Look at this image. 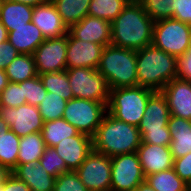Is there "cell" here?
<instances>
[{
  "mask_svg": "<svg viewBox=\"0 0 191 191\" xmlns=\"http://www.w3.org/2000/svg\"><path fill=\"white\" fill-rule=\"evenodd\" d=\"M8 130H10V127L0 116V138L4 136Z\"/></svg>",
  "mask_w": 191,
  "mask_h": 191,
  "instance_id": "obj_49",
  "label": "cell"
},
{
  "mask_svg": "<svg viewBox=\"0 0 191 191\" xmlns=\"http://www.w3.org/2000/svg\"><path fill=\"white\" fill-rule=\"evenodd\" d=\"M108 102H97L80 98L67 101L63 117L80 133L93 138L107 113Z\"/></svg>",
  "mask_w": 191,
  "mask_h": 191,
  "instance_id": "obj_6",
  "label": "cell"
},
{
  "mask_svg": "<svg viewBox=\"0 0 191 191\" xmlns=\"http://www.w3.org/2000/svg\"><path fill=\"white\" fill-rule=\"evenodd\" d=\"M141 142L137 126L118 120L107 112L93 137V150L111 158L135 153Z\"/></svg>",
  "mask_w": 191,
  "mask_h": 191,
  "instance_id": "obj_2",
  "label": "cell"
},
{
  "mask_svg": "<svg viewBox=\"0 0 191 191\" xmlns=\"http://www.w3.org/2000/svg\"><path fill=\"white\" fill-rule=\"evenodd\" d=\"M141 141L142 143L169 146L171 143V134L168 126H164L163 130L144 131L141 134Z\"/></svg>",
  "mask_w": 191,
  "mask_h": 191,
  "instance_id": "obj_38",
  "label": "cell"
},
{
  "mask_svg": "<svg viewBox=\"0 0 191 191\" xmlns=\"http://www.w3.org/2000/svg\"><path fill=\"white\" fill-rule=\"evenodd\" d=\"M138 86L161 91L177 75V57L153 44L137 50Z\"/></svg>",
  "mask_w": 191,
  "mask_h": 191,
  "instance_id": "obj_3",
  "label": "cell"
},
{
  "mask_svg": "<svg viewBox=\"0 0 191 191\" xmlns=\"http://www.w3.org/2000/svg\"><path fill=\"white\" fill-rule=\"evenodd\" d=\"M170 115L191 121V82L175 78L162 90Z\"/></svg>",
  "mask_w": 191,
  "mask_h": 191,
  "instance_id": "obj_15",
  "label": "cell"
},
{
  "mask_svg": "<svg viewBox=\"0 0 191 191\" xmlns=\"http://www.w3.org/2000/svg\"><path fill=\"white\" fill-rule=\"evenodd\" d=\"M39 163L48 174L57 178L62 173L69 172L65 161L57 154L54 147H46Z\"/></svg>",
  "mask_w": 191,
  "mask_h": 191,
  "instance_id": "obj_34",
  "label": "cell"
},
{
  "mask_svg": "<svg viewBox=\"0 0 191 191\" xmlns=\"http://www.w3.org/2000/svg\"><path fill=\"white\" fill-rule=\"evenodd\" d=\"M0 116L18 137L40 132L44 123L38 106L28 103L16 108L0 106Z\"/></svg>",
  "mask_w": 191,
  "mask_h": 191,
  "instance_id": "obj_12",
  "label": "cell"
},
{
  "mask_svg": "<svg viewBox=\"0 0 191 191\" xmlns=\"http://www.w3.org/2000/svg\"><path fill=\"white\" fill-rule=\"evenodd\" d=\"M2 3H3V0H0V9H1Z\"/></svg>",
  "mask_w": 191,
  "mask_h": 191,
  "instance_id": "obj_51",
  "label": "cell"
},
{
  "mask_svg": "<svg viewBox=\"0 0 191 191\" xmlns=\"http://www.w3.org/2000/svg\"><path fill=\"white\" fill-rule=\"evenodd\" d=\"M130 0H91L88 15L112 22Z\"/></svg>",
  "mask_w": 191,
  "mask_h": 191,
  "instance_id": "obj_30",
  "label": "cell"
},
{
  "mask_svg": "<svg viewBox=\"0 0 191 191\" xmlns=\"http://www.w3.org/2000/svg\"><path fill=\"white\" fill-rule=\"evenodd\" d=\"M137 50L108 45L104 48L97 70L111 89L138 86Z\"/></svg>",
  "mask_w": 191,
  "mask_h": 191,
  "instance_id": "obj_4",
  "label": "cell"
},
{
  "mask_svg": "<svg viewBox=\"0 0 191 191\" xmlns=\"http://www.w3.org/2000/svg\"><path fill=\"white\" fill-rule=\"evenodd\" d=\"M33 8L24 3L3 0L0 22L6 27L7 32L13 31L16 27L25 26L32 21Z\"/></svg>",
  "mask_w": 191,
  "mask_h": 191,
  "instance_id": "obj_23",
  "label": "cell"
},
{
  "mask_svg": "<svg viewBox=\"0 0 191 191\" xmlns=\"http://www.w3.org/2000/svg\"><path fill=\"white\" fill-rule=\"evenodd\" d=\"M9 80L4 70L0 69V93L8 85Z\"/></svg>",
  "mask_w": 191,
  "mask_h": 191,
  "instance_id": "obj_46",
  "label": "cell"
},
{
  "mask_svg": "<svg viewBox=\"0 0 191 191\" xmlns=\"http://www.w3.org/2000/svg\"><path fill=\"white\" fill-rule=\"evenodd\" d=\"M22 93L26 103L38 106L45 98L47 91L41 82L40 76L22 82Z\"/></svg>",
  "mask_w": 191,
  "mask_h": 191,
  "instance_id": "obj_35",
  "label": "cell"
},
{
  "mask_svg": "<svg viewBox=\"0 0 191 191\" xmlns=\"http://www.w3.org/2000/svg\"><path fill=\"white\" fill-rule=\"evenodd\" d=\"M8 32L6 27L0 22V44L7 41Z\"/></svg>",
  "mask_w": 191,
  "mask_h": 191,
  "instance_id": "obj_48",
  "label": "cell"
},
{
  "mask_svg": "<svg viewBox=\"0 0 191 191\" xmlns=\"http://www.w3.org/2000/svg\"><path fill=\"white\" fill-rule=\"evenodd\" d=\"M11 174L12 171L6 165L0 164V186L5 184Z\"/></svg>",
  "mask_w": 191,
  "mask_h": 191,
  "instance_id": "obj_44",
  "label": "cell"
},
{
  "mask_svg": "<svg viewBox=\"0 0 191 191\" xmlns=\"http://www.w3.org/2000/svg\"><path fill=\"white\" fill-rule=\"evenodd\" d=\"M11 1L20 2V3H24L25 5L35 7L38 5L45 4L49 0H11Z\"/></svg>",
  "mask_w": 191,
  "mask_h": 191,
  "instance_id": "obj_45",
  "label": "cell"
},
{
  "mask_svg": "<svg viewBox=\"0 0 191 191\" xmlns=\"http://www.w3.org/2000/svg\"><path fill=\"white\" fill-rule=\"evenodd\" d=\"M154 21L137 0H130L111 22V45L133 50L152 44Z\"/></svg>",
  "mask_w": 191,
  "mask_h": 191,
  "instance_id": "obj_1",
  "label": "cell"
},
{
  "mask_svg": "<svg viewBox=\"0 0 191 191\" xmlns=\"http://www.w3.org/2000/svg\"><path fill=\"white\" fill-rule=\"evenodd\" d=\"M134 191H156L153 189L147 181H143L141 184H139Z\"/></svg>",
  "mask_w": 191,
  "mask_h": 191,
  "instance_id": "obj_47",
  "label": "cell"
},
{
  "mask_svg": "<svg viewBox=\"0 0 191 191\" xmlns=\"http://www.w3.org/2000/svg\"><path fill=\"white\" fill-rule=\"evenodd\" d=\"M31 22L41 30L45 39L59 38L68 33L67 26L62 22L51 0L33 8Z\"/></svg>",
  "mask_w": 191,
  "mask_h": 191,
  "instance_id": "obj_18",
  "label": "cell"
},
{
  "mask_svg": "<svg viewBox=\"0 0 191 191\" xmlns=\"http://www.w3.org/2000/svg\"><path fill=\"white\" fill-rule=\"evenodd\" d=\"M172 18L191 25V0H175Z\"/></svg>",
  "mask_w": 191,
  "mask_h": 191,
  "instance_id": "obj_40",
  "label": "cell"
},
{
  "mask_svg": "<svg viewBox=\"0 0 191 191\" xmlns=\"http://www.w3.org/2000/svg\"><path fill=\"white\" fill-rule=\"evenodd\" d=\"M88 191H110L111 158L92 150L75 171Z\"/></svg>",
  "mask_w": 191,
  "mask_h": 191,
  "instance_id": "obj_10",
  "label": "cell"
},
{
  "mask_svg": "<svg viewBox=\"0 0 191 191\" xmlns=\"http://www.w3.org/2000/svg\"><path fill=\"white\" fill-rule=\"evenodd\" d=\"M190 32L189 24L175 18L161 19L154 22L152 44L178 58L189 49Z\"/></svg>",
  "mask_w": 191,
  "mask_h": 191,
  "instance_id": "obj_7",
  "label": "cell"
},
{
  "mask_svg": "<svg viewBox=\"0 0 191 191\" xmlns=\"http://www.w3.org/2000/svg\"><path fill=\"white\" fill-rule=\"evenodd\" d=\"M188 50H191V32H190V38H189V49Z\"/></svg>",
  "mask_w": 191,
  "mask_h": 191,
  "instance_id": "obj_50",
  "label": "cell"
},
{
  "mask_svg": "<svg viewBox=\"0 0 191 191\" xmlns=\"http://www.w3.org/2000/svg\"><path fill=\"white\" fill-rule=\"evenodd\" d=\"M144 112L143 119L138 125L140 135L144 131L163 130L164 126H168L170 109L161 91H155L149 97Z\"/></svg>",
  "mask_w": 191,
  "mask_h": 191,
  "instance_id": "obj_19",
  "label": "cell"
},
{
  "mask_svg": "<svg viewBox=\"0 0 191 191\" xmlns=\"http://www.w3.org/2000/svg\"><path fill=\"white\" fill-rule=\"evenodd\" d=\"M23 104H26V100L22 93V82H9L0 93V106L16 108Z\"/></svg>",
  "mask_w": 191,
  "mask_h": 191,
  "instance_id": "obj_36",
  "label": "cell"
},
{
  "mask_svg": "<svg viewBox=\"0 0 191 191\" xmlns=\"http://www.w3.org/2000/svg\"><path fill=\"white\" fill-rule=\"evenodd\" d=\"M20 139L11 130L0 138V164L6 165L11 171L17 166Z\"/></svg>",
  "mask_w": 191,
  "mask_h": 191,
  "instance_id": "obj_31",
  "label": "cell"
},
{
  "mask_svg": "<svg viewBox=\"0 0 191 191\" xmlns=\"http://www.w3.org/2000/svg\"><path fill=\"white\" fill-rule=\"evenodd\" d=\"M145 181L137 153L111 157L110 191H134Z\"/></svg>",
  "mask_w": 191,
  "mask_h": 191,
  "instance_id": "obj_9",
  "label": "cell"
},
{
  "mask_svg": "<svg viewBox=\"0 0 191 191\" xmlns=\"http://www.w3.org/2000/svg\"><path fill=\"white\" fill-rule=\"evenodd\" d=\"M145 181L156 191H189L191 188L175 173L173 168L148 175Z\"/></svg>",
  "mask_w": 191,
  "mask_h": 191,
  "instance_id": "obj_28",
  "label": "cell"
},
{
  "mask_svg": "<svg viewBox=\"0 0 191 191\" xmlns=\"http://www.w3.org/2000/svg\"><path fill=\"white\" fill-rule=\"evenodd\" d=\"M3 191H31L29 186L11 174L3 185Z\"/></svg>",
  "mask_w": 191,
  "mask_h": 191,
  "instance_id": "obj_43",
  "label": "cell"
},
{
  "mask_svg": "<svg viewBox=\"0 0 191 191\" xmlns=\"http://www.w3.org/2000/svg\"><path fill=\"white\" fill-rule=\"evenodd\" d=\"M145 12L155 22L172 18L175 0H137Z\"/></svg>",
  "mask_w": 191,
  "mask_h": 191,
  "instance_id": "obj_33",
  "label": "cell"
},
{
  "mask_svg": "<svg viewBox=\"0 0 191 191\" xmlns=\"http://www.w3.org/2000/svg\"><path fill=\"white\" fill-rule=\"evenodd\" d=\"M20 53L7 40L0 44V69L4 70Z\"/></svg>",
  "mask_w": 191,
  "mask_h": 191,
  "instance_id": "obj_42",
  "label": "cell"
},
{
  "mask_svg": "<svg viewBox=\"0 0 191 191\" xmlns=\"http://www.w3.org/2000/svg\"><path fill=\"white\" fill-rule=\"evenodd\" d=\"M67 101L56 93L47 92L45 98L38 105V110L44 122L63 117Z\"/></svg>",
  "mask_w": 191,
  "mask_h": 191,
  "instance_id": "obj_32",
  "label": "cell"
},
{
  "mask_svg": "<svg viewBox=\"0 0 191 191\" xmlns=\"http://www.w3.org/2000/svg\"><path fill=\"white\" fill-rule=\"evenodd\" d=\"M168 128L171 134L169 145L173 158L185 156L191 152V121L170 115Z\"/></svg>",
  "mask_w": 191,
  "mask_h": 191,
  "instance_id": "obj_21",
  "label": "cell"
},
{
  "mask_svg": "<svg viewBox=\"0 0 191 191\" xmlns=\"http://www.w3.org/2000/svg\"><path fill=\"white\" fill-rule=\"evenodd\" d=\"M0 191H3V185L0 186Z\"/></svg>",
  "mask_w": 191,
  "mask_h": 191,
  "instance_id": "obj_52",
  "label": "cell"
},
{
  "mask_svg": "<svg viewBox=\"0 0 191 191\" xmlns=\"http://www.w3.org/2000/svg\"><path fill=\"white\" fill-rule=\"evenodd\" d=\"M175 173L191 187V152L185 156L174 159Z\"/></svg>",
  "mask_w": 191,
  "mask_h": 191,
  "instance_id": "obj_39",
  "label": "cell"
},
{
  "mask_svg": "<svg viewBox=\"0 0 191 191\" xmlns=\"http://www.w3.org/2000/svg\"><path fill=\"white\" fill-rule=\"evenodd\" d=\"M104 48V46L97 43L77 39L68 31L67 69L78 67L97 69Z\"/></svg>",
  "mask_w": 191,
  "mask_h": 191,
  "instance_id": "obj_13",
  "label": "cell"
},
{
  "mask_svg": "<svg viewBox=\"0 0 191 191\" xmlns=\"http://www.w3.org/2000/svg\"><path fill=\"white\" fill-rule=\"evenodd\" d=\"M18 179L25 182L31 191H53L55 177L47 173L40 163H25L17 165L13 170Z\"/></svg>",
  "mask_w": 191,
  "mask_h": 191,
  "instance_id": "obj_20",
  "label": "cell"
},
{
  "mask_svg": "<svg viewBox=\"0 0 191 191\" xmlns=\"http://www.w3.org/2000/svg\"><path fill=\"white\" fill-rule=\"evenodd\" d=\"M66 71L74 98L109 101L110 88L106 78L97 69L78 67Z\"/></svg>",
  "mask_w": 191,
  "mask_h": 191,
  "instance_id": "obj_8",
  "label": "cell"
},
{
  "mask_svg": "<svg viewBox=\"0 0 191 191\" xmlns=\"http://www.w3.org/2000/svg\"><path fill=\"white\" fill-rule=\"evenodd\" d=\"M39 76L47 92L56 93L66 101L74 98L66 70L44 73Z\"/></svg>",
  "mask_w": 191,
  "mask_h": 191,
  "instance_id": "obj_29",
  "label": "cell"
},
{
  "mask_svg": "<svg viewBox=\"0 0 191 191\" xmlns=\"http://www.w3.org/2000/svg\"><path fill=\"white\" fill-rule=\"evenodd\" d=\"M46 148L42 133L37 132L21 137L17 165L38 163Z\"/></svg>",
  "mask_w": 191,
  "mask_h": 191,
  "instance_id": "obj_25",
  "label": "cell"
},
{
  "mask_svg": "<svg viewBox=\"0 0 191 191\" xmlns=\"http://www.w3.org/2000/svg\"><path fill=\"white\" fill-rule=\"evenodd\" d=\"M154 92L141 86L111 89L107 112L118 120L138 127L149 97Z\"/></svg>",
  "mask_w": 191,
  "mask_h": 191,
  "instance_id": "obj_5",
  "label": "cell"
},
{
  "mask_svg": "<svg viewBox=\"0 0 191 191\" xmlns=\"http://www.w3.org/2000/svg\"><path fill=\"white\" fill-rule=\"evenodd\" d=\"M176 78L191 82V50L177 58Z\"/></svg>",
  "mask_w": 191,
  "mask_h": 191,
  "instance_id": "obj_41",
  "label": "cell"
},
{
  "mask_svg": "<svg viewBox=\"0 0 191 191\" xmlns=\"http://www.w3.org/2000/svg\"><path fill=\"white\" fill-rule=\"evenodd\" d=\"M68 31L77 39L97 43L104 47L111 45V22L87 15Z\"/></svg>",
  "mask_w": 191,
  "mask_h": 191,
  "instance_id": "obj_17",
  "label": "cell"
},
{
  "mask_svg": "<svg viewBox=\"0 0 191 191\" xmlns=\"http://www.w3.org/2000/svg\"><path fill=\"white\" fill-rule=\"evenodd\" d=\"M53 191H88V189L75 171H69L55 179Z\"/></svg>",
  "mask_w": 191,
  "mask_h": 191,
  "instance_id": "obj_37",
  "label": "cell"
},
{
  "mask_svg": "<svg viewBox=\"0 0 191 191\" xmlns=\"http://www.w3.org/2000/svg\"><path fill=\"white\" fill-rule=\"evenodd\" d=\"M46 147H54L63 139L76 136L80 132L64 118L46 121L41 130Z\"/></svg>",
  "mask_w": 191,
  "mask_h": 191,
  "instance_id": "obj_26",
  "label": "cell"
},
{
  "mask_svg": "<svg viewBox=\"0 0 191 191\" xmlns=\"http://www.w3.org/2000/svg\"><path fill=\"white\" fill-rule=\"evenodd\" d=\"M4 71L12 83H20L38 75L34 59L29 54H19Z\"/></svg>",
  "mask_w": 191,
  "mask_h": 191,
  "instance_id": "obj_27",
  "label": "cell"
},
{
  "mask_svg": "<svg viewBox=\"0 0 191 191\" xmlns=\"http://www.w3.org/2000/svg\"><path fill=\"white\" fill-rule=\"evenodd\" d=\"M69 171H76L93 150V138L83 133L68 137L54 146Z\"/></svg>",
  "mask_w": 191,
  "mask_h": 191,
  "instance_id": "obj_14",
  "label": "cell"
},
{
  "mask_svg": "<svg viewBox=\"0 0 191 191\" xmlns=\"http://www.w3.org/2000/svg\"><path fill=\"white\" fill-rule=\"evenodd\" d=\"M7 40L20 54L32 55L45 37L35 24L29 22L25 26L16 27L8 32Z\"/></svg>",
  "mask_w": 191,
  "mask_h": 191,
  "instance_id": "obj_22",
  "label": "cell"
},
{
  "mask_svg": "<svg viewBox=\"0 0 191 191\" xmlns=\"http://www.w3.org/2000/svg\"><path fill=\"white\" fill-rule=\"evenodd\" d=\"M68 33L59 38L45 39L32 53L38 75L65 71Z\"/></svg>",
  "mask_w": 191,
  "mask_h": 191,
  "instance_id": "obj_11",
  "label": "cell"
},
{
  "mask_svg": "<svg viewBox=\"0 0 191 191\" xmlns=\"http://www.w3.org/2000/svg\"><path fill=\"white\" fill-rule=\"evenodd\" d=\"M136 153L145 177L173 168L174 158L169 146L141 142Z\"/></svg>",
  "mask_w": 191,
  "mask_h": 191,
  "instance_id": "obj_16",
  "label": "cell"
},
{
  "mask_svg": "<svg viewBox=\"0 0 191 191\" xmlns=\"http://www.w3.org/2000/svg\"><path fill=\"white\" fill-rule=\"evenodd\" d=\"M51 2L55 5L62 22L69 29L88 15L91 0H51Z\"/></svg>",
  "mask_w": 191,
  "mask_h": 191,
  "instance_id": "obj_24",
  "label": "cell"
}]
</instances>
